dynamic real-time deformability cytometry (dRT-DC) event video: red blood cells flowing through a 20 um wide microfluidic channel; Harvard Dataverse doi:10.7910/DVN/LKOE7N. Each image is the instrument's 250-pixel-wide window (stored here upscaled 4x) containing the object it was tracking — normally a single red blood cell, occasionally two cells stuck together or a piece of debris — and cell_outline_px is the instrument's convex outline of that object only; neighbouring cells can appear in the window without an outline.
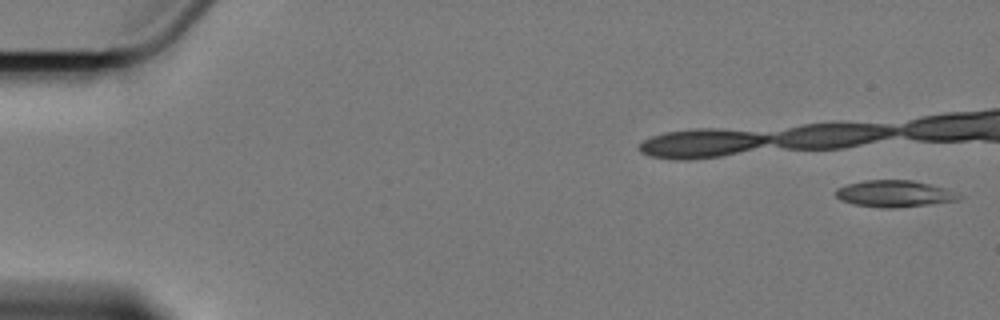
{"species": "Egyptian fruit bat (a non-hibernating species)", "species_latin": "Rousettus aegyptiacus", "temperature_condition": "cold", "stored_images_in_passage": 7, "camera_frame_rate_fps": 3000, "um_per_image_px": 0.085, "animal": {"sex": "female"}, "frame": {"image": 1, "passage_image": 1, "time_ms": 0.0, "image_size_px": [1000, 320], "cell_outline_px": [[964, 196], [960, 200], [932, 204], [896, 208], [880, 208], [852, 204], [840, 200], [836, 196], [836, 188], [848, 184], [864, 180], [912, 180], [944, 188]], "centroid_in_image_um": [76.02, 16.48], "position_along_channel_um": 9.0, "area_um2": 19.25}}
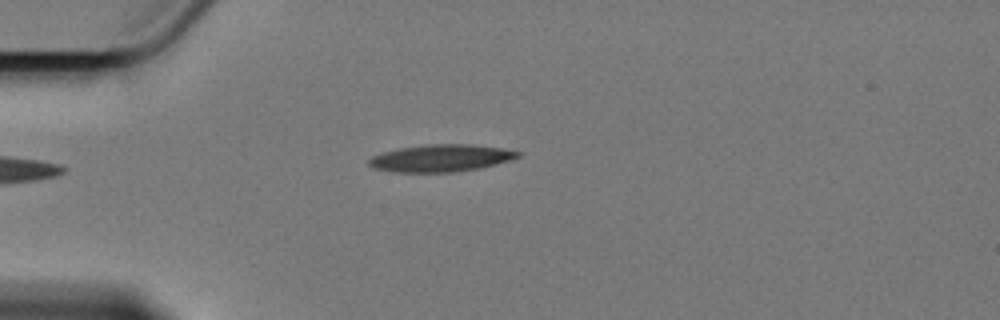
{"frame": {"image": 2, "passage_image": 7, "time_ms": 8.667, "image_size_px": [1000, 320], "cell_outline_px": [[520, 156], [496, 164], [480, 168], [452, 172], [392, 172], [372, 168], [368, 164], [368, 160], [372, 156], [384, 152], [400, 148], [428, 144], [472, 144], [500, 148], [520, 152]], "centroid_in_image_um": [37.43, 13.44], "position_along_channel_um": 47.6, "area_um2": 23.47}}